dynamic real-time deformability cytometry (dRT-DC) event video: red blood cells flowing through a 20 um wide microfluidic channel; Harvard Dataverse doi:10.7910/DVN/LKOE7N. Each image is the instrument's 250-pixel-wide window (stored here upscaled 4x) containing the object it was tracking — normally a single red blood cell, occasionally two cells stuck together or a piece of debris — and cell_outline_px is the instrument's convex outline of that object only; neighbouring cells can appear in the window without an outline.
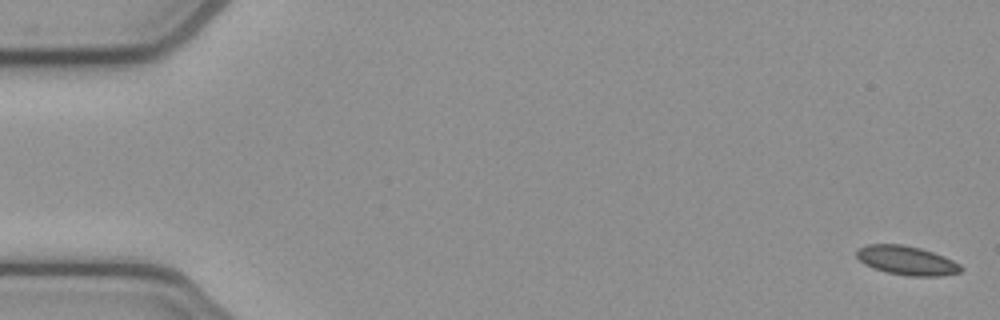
{"species": "common noctule bat (a hibernating species)", "species_latin": "Nyctalus noctula", "temperature_condition": "cold", "stored_images_in_passage": 53, "camera_frame_rate_fps": 3000, "um_per_image_px": 0.085, "animal": {"sex": "female", "body_mass_g": 21.9}, "frame": {"image": 1, "passage_image": 1, "time_ms": 0.0, "image_size_px": [1000, 320], "cell_outline_px": [[964, 268], [960, 272], [940, 276], [908, 276], [888, 272], [872, 268], [864, 264], [856, 256], [856, 248], [868, 244], [900, 244], [920, 248], [944, 256], [960, 264]], "centroid_in_image_um": [77.05, 22.14], "position_along_channel_um": 7.9, "area_um2": 17.69}}
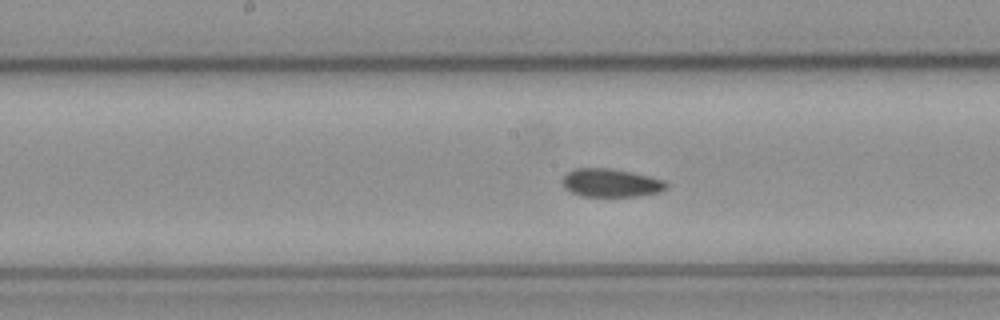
{"frame": {"image": 2, "passage_image": 27, "time_ms": 8.667, "image_size_px": [1000, 320], "cell_outline_px": [[668, 188], [660, 192], [636, 196], [580, 196], [564, 188], [564, 176], [568, 172], [576, 168], [612, 168], [632, 172], [664, 180], [668, 184]], "centroid_in_image_um": [51.96, 15.54], "position_along_channel_um": 196.2, "area_um2": 17.05}}
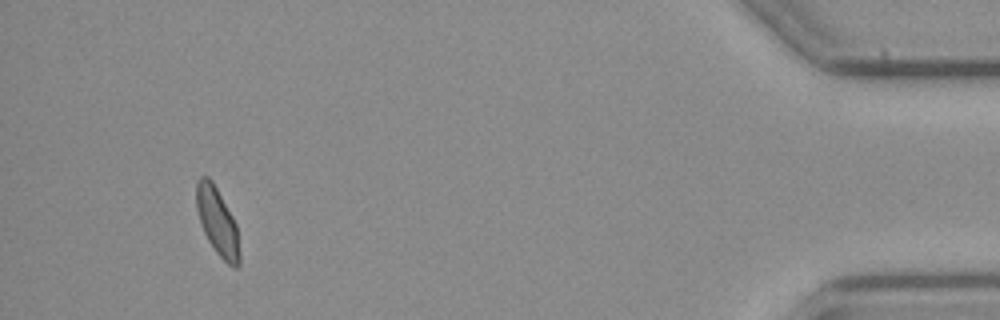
{"frame": {"image": 3, "passage_image": 50, "time_ms": 16.333, "image_size_px": [1000, 320], "cell_outline_px": [[240, 264], [236, 268], [232, 268], [216, 252], [208, 240], [200, 224], [196, 208], [196, 180], [200, 176], [208, 176], [212, 180], [232, 216], [236, 224], [240, 256]], "centroid_in_image_um": [18.46, 18.83], "position_along_channel_um": 416.7, "area_um2": 16.99}, "authors_computed_cell_mechanics": {"area_um2": 17.5134, "velocity_mm_per_s": 3.8405, "shape_relaxation_time_tau1_ms": null, "shape_relaxation_time_tau2_ms": 3.0846, "deformation_change_tau1": null, "deformation_change_tau2": 0.0614}}